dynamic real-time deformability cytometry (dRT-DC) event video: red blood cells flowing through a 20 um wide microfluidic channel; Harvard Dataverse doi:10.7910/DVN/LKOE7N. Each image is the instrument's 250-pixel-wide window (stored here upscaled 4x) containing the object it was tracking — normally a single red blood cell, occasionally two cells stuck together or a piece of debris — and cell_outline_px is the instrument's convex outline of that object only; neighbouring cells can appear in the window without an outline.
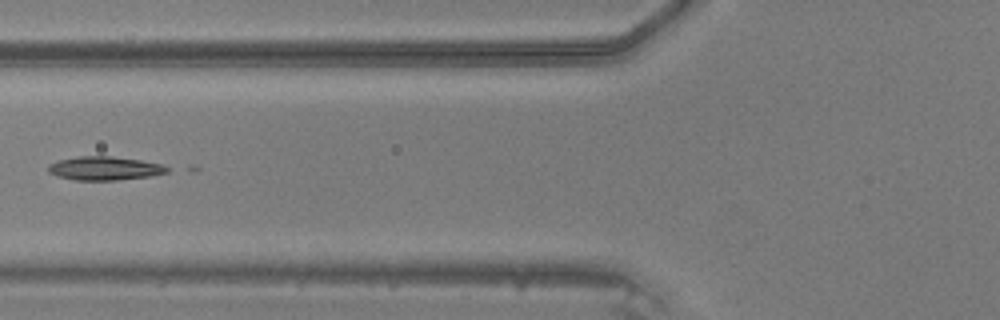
{"species": "common noctule bat (a hibernating species)", "species_latin": "Nyctalus noctula", "temperature_condition": "warm", "stored_images_in_passage": 45, "camera_frame_rate_fps": 3000, "um_per_image_px": 0.085, "animal": {"sex": "male", "body_mass_g": 20.5, "forearm_length_mm": 52.5}, "frame": {"image": 1, "passage_image": 18, "time_ms": 5.667, "image_size_px": [1000, 320], "cell_outline_px": [[168, 172], [148, 176], [116, 180], [76, 180], [56, 176], [48, 172], [48, 164], [60, 160], [76, 156], [112, 156], [140, 160], [160, 164], [168, 168]], "centroid_in_image_um": [8.83, 14.3], "position_along_channel_um": 117.0, "area_um2": 16.24}}